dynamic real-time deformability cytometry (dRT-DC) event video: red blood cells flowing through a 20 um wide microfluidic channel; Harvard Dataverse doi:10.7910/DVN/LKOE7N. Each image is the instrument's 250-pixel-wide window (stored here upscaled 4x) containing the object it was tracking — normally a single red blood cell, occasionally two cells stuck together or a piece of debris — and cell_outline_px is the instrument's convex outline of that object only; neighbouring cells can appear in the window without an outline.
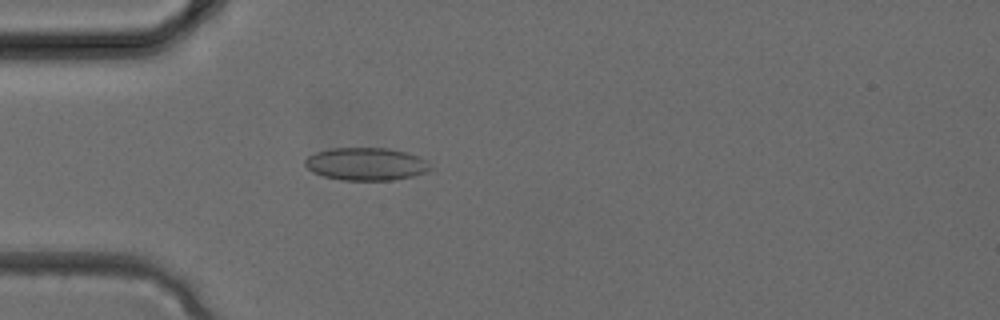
{"species": "common noctule bat (a hibernating species)", "species_latin": "Nyctalus noctula", "temperature_condition": "cold", "stored_images_in_passage": 23, "camera_frame_rate_fps": 3000, "um_per_image_px": 0.085, "animal": {"sex": "female", "body_mass_g": 24.6, "forearm_length_mm": 56.2}, "frame": {"image": 1, "passage_image": 1, "time_ms": 0.0, "image_size_px": [1000, 320], "cell_outline_px": [[432, 168], [424, 172], [412, 176], [392, 180], [340, 180], [324, 176], [312, 172], [304, 164], [304, 160], [308, 156], [316, 152], [332, 148], [388, 148], [408, 152], [428, 160]], "centroid_in_image_um": [31.12, 13.93], "position_along_channel_um": 53.9, "area_um2": 23.99}}
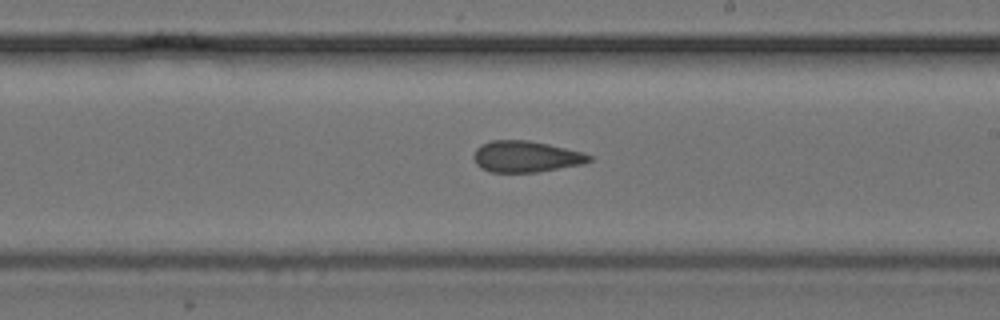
{"frame": {"image": 2, "passage_image": 11, "time_ms": 3.333, "image_size_px": [1000, 320], "cell_outline_px": [[592, 160], [584, 164], [536, 172], [492, 172], [480, 168], [476, 164], [472, 156], [476, 148], [480, 144], [492, 140], [528, 140], [548, 144], [584, 152], [592, 156]], "centroid_in_image_um": [44.69, 13.3], "position_along_channel_um": 244.3, "area_um2": 21.21}}
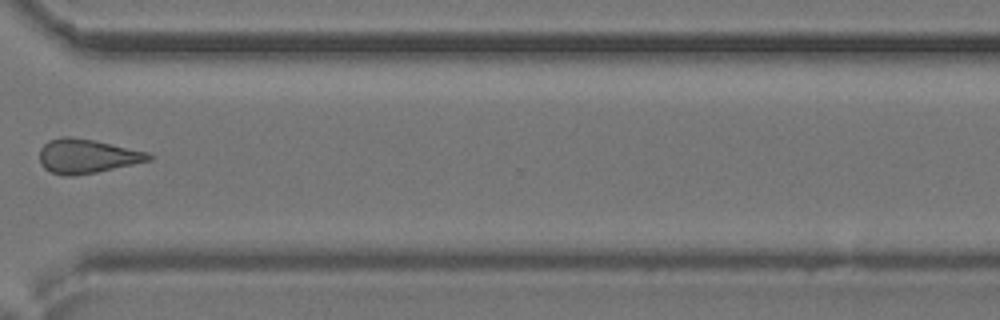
{"frame": {"image": 3, "passage_image": 17, "time_ms": 5.333, "image_size_px": [1000, 320], "cell_outline_px": [[156, 156], [152, 160], [96, 172], [72, 176], [64, 176], [52, 172], [44, 168], [40, 164], [40, 148], [48, 140], [64, 136], [68, 136], [92, 140], [148, 152]], "centroid_in_image_um": [7.39, 13.28], "position_along_channel_um": 363.2, "area_um2": 21.68}}